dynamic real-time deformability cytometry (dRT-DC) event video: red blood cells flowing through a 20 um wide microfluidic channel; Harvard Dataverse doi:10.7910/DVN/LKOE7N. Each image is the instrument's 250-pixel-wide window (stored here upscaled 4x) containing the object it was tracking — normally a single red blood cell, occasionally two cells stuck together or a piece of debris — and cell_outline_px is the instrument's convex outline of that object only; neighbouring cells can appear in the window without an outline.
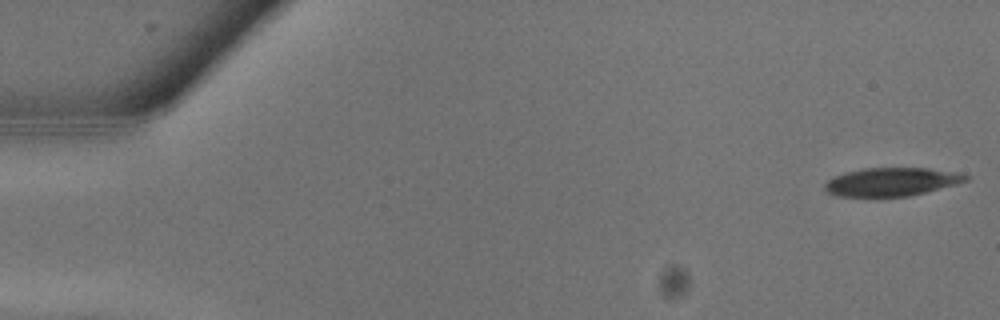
{"species": "common noctule bat (a hibernating species)", "species_latin": "Nyctalus noctula", "temperature_condition": "warm", "stored_images_in_passage": 10, "camera_frame_rate_fps": 3000, "um_per_image_px": 0.085, "animal": {"sex": "male", "body_mass_g": 13.3}, "frame": {"image": 1, "passage_image": 1, "time_ms": 0.0, "image_size_px": [1000, 320], "cell_outline_px": [[968, 180], [956, 184], [908, 196], [836, 196], [824, 192], [824, 184], [832, 176], [844, 172], [864, 168], [928, 168], [956, 172], [968, 176]], "centroid_in_image_um": [75.71, 15.45], "position_along_channel_um": 9.3, "area_um2": 23.24}}
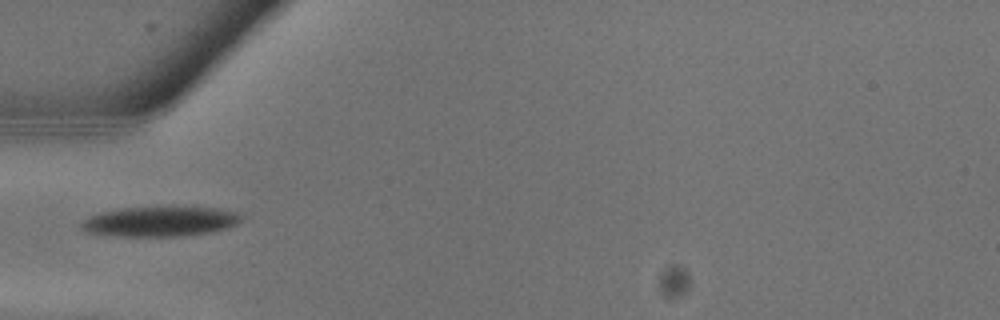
{"frame": {"image": 2, "passage_image": 9, "time_ms": 2.667, "image_size_px": [1000, 320], "cell_outline_px": [[244, 220], [228, 228], [212, 232], [184, 236], [112, 236], [88, 232], [80, 228], [80, 220], [88, 216], [100, 212], [124, 208], [216, 208], [236, 212], [244, 216]], "centroid_in_image_um": [13.59, 18.84], "position_along_channel_um": 71.4, "area_um2": 27.92}}